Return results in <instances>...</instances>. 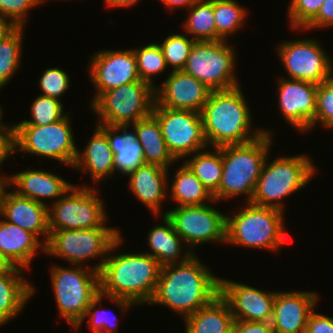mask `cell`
<instances>
[{"label":"cell","mask_w":333,"mask_h":333,"mask_svg":"<svg viewBox=\"0 0 333 333\" xmlns=\"http://www.w3.org/2000/svg\"><path fill=\"white\" fill-rule=\"evenodd\" d=\"M163 225H153L148 232L147 241L150 250L148 255L154 257L161 266L182 263L188 260L194 252L175 232L174 226L166 215H162ZM183 245V247H182ZM183 250V251H182ZM184 254V256H181Z\"/></svg>","instance_id":"obj_28"},{"label":"cell","mask_w":333,"mask_h":333,"mask_svg":"<svg viewBox=\"0 0 333 333\" xmlns=\"http://www.w3.org/2000/svg\"><path fill=\"white\" fill-rule=\"evenodd\" d=\"M225 40L195 41L183 71L192 75L210 90H227L240 86L234 47Z\"/></svg>","instance_id":"obj_11"},{"label":"cell","mask_w":333,"mask_h":333,"mask_svg":"<svg viewBox=\"0 0 333 333\" xmlns=\"http://www.w3.org/2000/svg\"><path fill=\"white\" fill-rule=\"evenodd\" d=\"M88 66L90 80L96 88L90 105L105 91L140 81L133 48L95 52Z\"/></svg>","instance_id":"obj_16"},{"label":"cell","mask_w":333,"mask_h":333,"mask_svg":"<svg viewBox=\"0 0 333 333\" xmlns=\"http://www.w3.org/2000/svg\"><path fill=\"white\" fill-rule=\"evenodd\" d=\"M277 55L288 79L304 80L315 84L333 77V62L328 53L314 38L283 41Z\"/></svg>","instance_id":"obj_15"},{"label":"cell","mask_w":333,"mask_h":333,"mask_svg":"<svg viewBox=\"0 0 333 333\" xmlns=\"http://www.w3.org/2000/svg\"><path fill=\"white\" fill-rule=\"evenodd\" d=\"M170 169L144 164L128 175V188L135 198L145 205L153 215L160 216L162 203L168 197V182Z\"/></svg>","instance_id":"obj_22"},{"label":"cell","mask_w":333,"mask_h":333,"mask_svg":"<svg viewBox=\"0 0 333 333\" xmlns=\"http://www.w3.org/2000/svg\"><path fill=\"white\" fill-rule=\"evenodd\" d=\"M324 0H290L287 14L289 26L303 30L318 14Z\"/></svg>","instance_id":"obj_41"},{"label":"cell","mask_w":333,"mask_h":333,"mask_svg":"<svg viewBox=\"0 0 333 333\" xmlns=\"http://www.w3.org/2000/svg\"><path fill=\"white\" fill-rule=\"evenodd\" d=\"M211 91L205 84L183 70L171 71L165 81L155 88L154 106L200 113Z\"/></svg>","instance_id":"obj_19"},{"label":"cell","mask_w":333,"mask_h":333,"mask_svg":"<svg viewBox=\"0 0 333 333\" xmlns=\"http://www.w3.org/2000/svg\"><path fill=\"white\" fill-rule=\"evenodd\" d=\"M79 186V187H78ZM91 185L75 184L56 202L48 205L49 233L56 230L110 227L103 200ZM98 192V195H96Z\"/></svg>","instance_id":"obj_10"},{"label":"cell","mask_w":333,"mask_h":333,"mask_svg":"<svg viewBox=\"0 0 333 333\" xmlns=\"http://www.w3.org/2000/svg\"><path fill=\"white\" fill-rule=\"evenodd\" d=\"M175 232L195 253L205 243H226V215L208 204L175 207L163 211Z\"/></svg>","instance_id":"obj_14"},{"label":"cell","mask_w":333,"mask_h":333,"mask_svg":"<svg viewBox=\"0 0 333 333\" xmlns=\"http://www.w3.org/2000/svg\"><path fill=\"white\" fill-rule=\"evenodd\" d=\"M139 0H105L104 4H106V7H112V8H118V7H132L137 4Z\"/></svg>","instance_id":"obj_50"},{"label":"cell","mask_w":333,"mask_h":333,"mask_svg":"<svg viewBox=\"0 0 333 333\" xmlns=\"http://www.w3.org/2000/svg\"><path fill=\"white\" fill-rule=\"evenodd\" d=\"M123 241L121 235L111 246L99 272V285L100 294L125 314L133 306L149 303L162 266L145 252L111 254Z\"/></svg>","instance_id":"obj_1"},{"label":"cell","mask_w":333,"mask_h":333,"mask_svg":"<svg viewBox=\"0 0 333 333\" xmlns=\"http://www.w3.org/2000/svg\"><path fill=\"white\" fill-rule=\"evenodd\" d=\"M106 134L114 153V173L128 176L131 172L145 164L143 148L137 140V134L129 132L130 125L109 126L97 124Z\"/></svg>","instance_id":"obj_26"},{"label":"cell","mask_w":333,"mask_h":333,"mask_svg":"<svg viewBox=\"0 0 333 333\" xmlns=\"http://www.w3.org/2000/svg\"><path fill=\"white\" fill-rule=\"evenodd\" d=\"M70 121L67 113L61 120L44 126L13 125L16 152H29L73 167L78 147Z\"/></svg>","instance_id":"obj_12"},{"label":"cell","mask_w":333,"mask_h":333,"mask_svg":"<svg viewBox=\"0 0 333 333\" xmlns=\"http://www.w3.org/2000/svg\"><path fill=\"white\" fill-rule=\"evenodd\" d=\"M3 115V109L2 106L0 105V135H15V130L12 125L2 123V116Z\"/></svg>","instance_id":"obj_51"},{"label":"cell","mask_w":333,"mask_h":333,"mask_svg":"<svg viewBox=\"0 0 333 333\" xmlns=\"http://www.w3.org/2000/svg\"><path fill=\"white\" fill-rule=\"evenodd\" d=\"M133 52L137 61L138 73L141 81H145L157 87L153 76L161 74L167 69L165 58L158 43H150L146 46L134 47Z\"/></svg>","instance_id":"obj_36"},{"label":"cell","mask_w":333,"mask_h":333,"mask_svg":"<svg viewBox=\"0 0 333 333\" xmlns=\"http://www.w3.org/2000/svg\"><path fill=\"white\" fill-rule=\"evenodd\" d=\"M24 270L16 266L0 269V327L18 316L36 292L23 277Z\"/></svg>","instance_id":"obj_25"},{"label":"cell","mask_w":333,"mask_h":333,"mask_svg":"<svg viewBox=\"0 0 333 333\" xmlns=\"http://www.w3.org/2000/svg\"><path fill=\"white\" fill-rule=\"evenodd\" d=\"M73 167L90 173L92 182L97 184L101 179H108L114 174V153L112 152L107 134L96 124L95 130L83 152L78 149Z\"/></svg>","instance_id":"obj_27"},{"label":"cell","mask_w":333,"mask_h":333,"mask_svg":"<svg viewBox=\"0 0 333 333\" xmlns=\"http://www.w3.org/2000/svg\"><path fill=\"white\" fill-rule=\"evenodd\" d=\"M165 4L166 9L175 10L185 8L186 11L199 0H159Z\"/></svg>","instance_id":"obj_49"},{"label":"cell","mask_w":333,"mask_h":333,"mask_svg":"<svg viewBox=\"0 0 333 333\" xmlns=\"http://www.w3.org/2000/svg\"><path fill=\"white\" fill-rule=\"evenodd\" d=\"M105 296L102 294H99L88 306V309L82 319V321L74 328L75 330H78L81 328L83 322L85 319H87L88 326L92 333H116L118 322L116 316L112 313V318L110 319L108 316L109 313H107V310L105 309H99L98 306H102L101 303H103L102 299H104ZM98 305V306H97Z\"/></svg>","instance_id":"obj_39"},{"label":"cell","mask_w":333,"mask_h":333,"mask_svg":"<svg viewBox=\"0 0 333 333\" xmlns=\"http://www.w3.org/2000/svg\"><path fill=\"white\" fill-rule=\"evenodd\" d=\"M324 128L333 129V77L318 84L316 93V113L312 129L317 123Z\"/></svg>","instance_id":"obj_40"},{"label":"cell","mask_w":333,"mask_h":333,"mask_svg":"<svg viewBox=\"0 0 333 333\" xmlns=\"http://www.w3.org/2000/svg\"><path fill=\"white\" fill-rule=\"evenodd\" d=\"M212 149L213 151L204 149L195 152L190 155V159L185 158L183 162L219 202V185L223 171L222 146Z\"/></svg>","instance_id":"obj_32"},{"label":"cell","mask_w":333,"mask_h":333,"mask_svg":"<svg viewBox=\"0 0 333 333\" xmlns=\"http://www.w3.org/2000/svg\"><path fill=\"white\" fill-rule=\"evenodd\" d=\"M122 233L116 227L56 230L45 246L46 255L60 257L69 264L83 265L90 259L103 258L91 268L100 272L109 250Z\"/></svg>","instance_id":"obj_8"},{"label":"cell","mask_w":333,"mask_h":333,"mask_svg":"<svg viewBox=\"0 0 333 333\" xmlns=\"http://www.w3.org/2000/svg\"><path fill=\"white\" fill-rule=\"evenodd\" d=\"M137 134V140L143 148L146 164L170 169L177 161L169 153L162 136L158 120L153 116L138 120L130 125Z\"/></svg>","instance_id":"obj_30"},{"label":"cell","mask_w":333,"mask_h":333,"mask_svg":"<svg viewBox=\"0 0 333 333\" xmlns=\"http://www.w3.org/2000/svg\"><path fill=\"white\" fill-rule=\"evenodd\" d=\"M220 295L229 304L234 320L271 322L276 291L266 292L220 277Z\"/></svg>","instance_id":"obj_18"},{"label":"cell","mask_w":333,"mask_h":333,"mask_svg":"<svg viewBox=\"0 0 333 333\" xmlns=\"http://www.w3.org/2000/svg\"><path fill=\"white\" fill-rule=\"evenodd\" d=\"M23 29L25 27H18L11 35L0 41V89L7 86L21 66Z\"/></svg>","instance_id":"obj_35"},{"label":"cell","mask_w":333,"mask_h":333,"mask_svg":"<svg viewBox=\"0 0 333 333\" xmlns=\"http://www.w3.org/2000/svg\"><path fill=\"white\" fill-rule=\"evenodd\" d=\"M247 12L237 0H214L216 41H228L232 33L239 31L245 25Z\"/></svg>","instance_id":"obj_34"},{"label":"cell","mask_w":333,"mask_h":333,"mask_svg":"<svg viewBox=\"0 0 333 333\" xmlns=\"http://www.w3.org/2000/svg\"><path fill=\"white\" fill-rule=\"evenodd\" d=\"M0 216L8 223L33 233L38 239L43 236L46 246L50 237L48 205L20 196L15 191L8 192L6 189Z\"/></svg>","instance_id":"obj_21"},{"label":"cell","mask_w":333,"mask_h":333,"mask_svg":"<svg viewBox=\"0 0 333 333\" xmlns=\"http://www.w3.org/2000/svg\"><path fill=\"white\" fill-rule=\"evenodd\" d=\"M306 333H333V317L313 310L307 321Z\"/></svg>","instance_id":"obj_45"},{"label":"cell","mask_w":333,"mask_h":333,"mask_svg":"<svg viewBox=\"0 0 333 333\" xmlns=\"http://www.w3.org/2000/svg\"><path fill=\"white\" fill-rule=\"evenodd\" d=\"M49 273L59 316L75 328L100 294L99 272L90 265L67 268L54 264Z\"/></svg>","instance_id":"obj_7"},{"label":"cell","mask_w":333,"mask_h":333,"mask_svg":"<svg viewBox=\"0 0 333 333\" xmlns=\"http://www.w3.org/2000/svg\"><path fill=\"white\" fill-rule=\"evenodd\" d=\"M231 333H273L271 322L234 320Z\"/></svg>","instance_id":"obj_46"},{"label":"cell","mask_w":333,"mask_h":333,"mask_svg":"<svg viewBox=\"0 0 333 333\" xmlns=\"http://www.w3.org/2000/svg\"><path fill=\"white\" fill-rule=\"evenodd\" d=\"M46 0H40V4H43ZM66 1V0H65Z\"/></svg>","instance_id":"obj_54"},{"label":"cell","mask_w":333,"mask_h":333,"mask_svg":"<svg viewBox=\"0 0 333 333\" xmlns=\"http://www.w3.org/2000/svg\"><path fill=\"white\" fill-rule=\"evenodd\" d=\"M172 183H168V193L170 194V201H174L177 207L203 205L217 202L214 196L202 184V182L194 175L189 167L183 162L175 175Z\"/></svg>","instance_id":"obj_31"},{"label":"cell","mask_w":333,"mask_h":333,"mask_svg":"<svg viewBox=\"0 0 333 333\" xmlns=\"http://www.w3.org/2000/svg\"><path fill=\"white\" fill-rule=\"evenodd\" d=\"M273 136L263 133L248 143L222 146L219 202L240 195L246 196L245 202L251 201L265 160L270 155Z\"/></svg>","instance_id":"obj_4"},{"label":"cell","mask_w":333,"mask_h":333,"mask_svg":"<svg viewBox=\"0 0 333 333\" xmlns=\"http://www.w3.org/2000/svg\"><path fill=\"white\" fill-rule=\"evenodd\" d=\"M18 26L8 17L0 15V41L11 35Z\"/></svg>","instance_id":"obj_48"},{"label":"cell","mask_w":333,"mask_h":333,"mask_svg":"<svg viewBox=\"0 0 333 333\" xmlns=\"http://www.w3.org/2000/svg\"><path fill=\"white\" fill-rule=\"evenodd\" d=\"M194 43L195 40L191 37L189 38L186 34L178 33H172L162 43H158L165 58L167 68L171 65L172 71L183 70Z\"/></svg>","instance_id":"obj_38"},{"label":"cell","mask_w":333,"mask_h":333,"mask_svg":"<svg viewBox=\"0 0 333 333\" xmlns=\"http://www.w3.org/2000/svg\"><path fill=\"white\" fill-rule=\"evenodd\" d=\"M14 153H16L15 135H0V167ZM0 177L9 179L10 176L2 175L0 172Z\"/></svg>","instance_id":"obj_47"},{"label":"cell","mask_w":333,"mask_h":333,"mask_svg":"<svg viewBox=\"0 0 333 333\" xmlns=\"http://www.w3.org/2000/svg\"><path fill=\"white\" fill-rule=\"evenodd\" d=\"M245 98L241 86L211 91L200 112L208 146L244 144L263 133L272 134L269 129L253 128L251 108Z\"/></svg>","instance_id":"obj_3"},{"label":"cell","mask_w":333,"mask_h":333,"mask_svg":"<svg viewBox=\"0 0 333 333\" xmlns=\"http://www.w3.org/2000/svg\"><path fill=\"white\" fill-rule=\"evenodd\" d=\"M278 107L296 131L309 132L316 113L318 85L309 81L278 78Z\"/></svg>","instance_id":"obj_17"},{"label":"cell","mask_w":333,"mask_h":333,"mask_svg":"<svg viewBox=\"0 0 333 333\" xmlns=\"http://www.w3.org/2000/svg\"><path fill=\"white\" fill-rule=\"evenodd\" d=\"M184 23L186 35L195 41H216L214 0H199L188 9Z\"/></svg>","instance_id":"obj_33"},{"label":"cell","mask_w":333,"mask_h":333,"mask_svg":"<svg viewBox=\"0 0 333 333\" xmlns=\"http://www.w3.org/2000/svg\"><path fill=\"white\" fill-rule=\"evenodd\" d=\"M155 102V87L140 80L103 92L89 106L98 117L97 124L116 126L151 116Z\"/></svg>","instance_id":"obj_9"},{"label":"cell","mask_w":333,"mask_h":333,"mask_svg":"<svg viewBox=\"0 0 333 333\" xmlns=\"http://www.w3.org/2000/svg\"><path fill=\"white\" fill-rule=\"evenodd\" d=\"M9 176V186H13V191L44 205L48 204L43 199H54L53 202H56L73 186L57 174L35 168Z\"/></svg>","instance_id":"obj_23"},{"label":"cell","mask_w":333,"mask_h":333,"mask_svg":"<svg viewBox=\"0 0 333 333\" xmlns=\"http://www.w3.org/2000/svg\"><path fill=\"white\" fill-rule=\"evenodd\" d=\"M183 320L185 333H231L234 323L230 306L220 294Z\"/></svg>","instance_id":"obj_29"},{"label":"cell","mask_w":333,"mask_h":333,"mask_svg":"<svg viewBox=\"0 0 333 333\" xmlns=\"http://www.w3.org/2000/svg\"><path fill=\"white\" fill-rule=\"evenodd\" d=\"M333 25V0H324L317 16L303 29L304 31L313 29H324ZM312 29V30H311Z\"/></svg>","instance_id":"obj_44"},{"label":"cell","mask_w":333,"mask_h":333,"mask_svg":"<svg viewBox=\"0 0 333 333\" xmlns=\"http://www.w3.org/2000/svg\"><path fill=\"white\" fill-rule=\"evenodd\" d=\"M220 294V277L213 274L194 253L182 263L161 267L148 304L168 307L182 318L194 314Z\"/></svg>","instance_id":"obj_2"},{"label":"cell","mask_w":333,"mask_h":333,"mask_svg":"<svg viewBox=\"0 0 333 333\" xmlns=\"http://www.w3.org/2000/svg\"><path fill=\"white\" fill-rule=\"evenodd\" d=\"M244 204L242 210L226 215L227 245L279 251L289 241L283 222L285 213L251 202Z\"/></svg>","instance_id":"obj_5"},{"label":"cell","mask_w":333,"mask_h":333,"mask_svg":"<svg viewBox=\"0 0 333 333\" xmlns=\"http://www.w3.org/2000/svg\"><path fill=\"white\" fill-rule=\"evenodd\" d=\"M8 266H11L1 255L0 253V269L6 268Z\"/></svg>","instance_id":"obj_53"},{"label":"cell","mask_w":333,"mask_h":333,"mask_svg":"<svg viewBox=\"0 0 333 333\" xmlns=\"http://www.w3.org/2000/svg\"><path fill=\"white\" fill-rule=\"evenodd\" d=\"M8 188H10L9 179H6L4 177H0V214H1L2 198H3L5 190L8 189Z\"/></svg>","instance_id":"obj_52"},{"label":"cell","mask_w":333,"mask_h":333,"mask_svg":"<svg viewBox=\"0 0 333 333\" xmlns=\"http://www.w3.org/2000/svg\"><path fill=\"white\" fill-rule=\"evenodd\" d=\"M39 5L40 0H0V15L8 17L18 27H25L29 11Z\"/></svg>","instance_id":"obj_43"},{"label":"cell","mask_w":333,"mask_h":333,"mask_svg":"<svg viewBox=\"0 0 333 333\" xmlns=\"http://www.w3.org/2000/svg\"><path fill=\"white\" fill-rule=\"evenodd\" d=\"M42 241L33 233L0 218V253L11 266L30 269L36 253L41 250L45 253Z\"/></svg>","instance_id":"obj_24"},{"label":"cell","mask_w":333,"mask_h":333,"mask_svg":"<svg viewBox=\"0 0 333 333\" xmlns=\"http://www.w3.org/2000/svg\"><path fill=\"white\" fill-rule=\"evenodd\" d=\"M61 102L58 99L40 94L37 98H34L30 106L32 119L22 120L13 125L44 126L59 121L67 114Z\"/></svg>","instance_id":"obj_37"},{"label":"cell","mask_w":333,"mask_h":333,"mask_svg":"<svg viewBox=\"0 0 333 333\" xmlns=\"http://www.w3.org/2000/svg\"><path fill=\"white\" fill-rule=\"evenodd\" d=\"M318 302L315 291H276L271 320L273 333H306L307 321Z\"/></svg>","instance_id":"obj_20"},{"label":"cell","mask_w":333,"mask_h":333,"mask_svg":"<svg viewBox=\"0 0 333 333\" xmlns=\"http://www.w3.org/2000/svg\"><path fill=\"white\" fill-rule=\"evenodd\" d=\"M70 77L68 73L60 68H47L39 78L41 95L61 101V96L70 88Z\"/></svg>","instance_id":"obj_42"},{"label":"cell","mask_w":333,"mask_h":333,"mask_svg":"<svg viewBox=\"0 0 333 333\" xmlns=\"http://www.w3.org/2000/svg\"><path fill=\"white\" fill-rule=\"evenodd\" d=\"M263 165L251 203L284 210L283 201L289 195L306 187L317 173L313 161L307 155L281 156Z\"/></svg>","instance_id":"obj_6"},{"label":"cell","mask_w":333,"mask_h":333,"mask_svg":"<svg viewBox=\"0 0 333 333\" xmlns=\"http://www.w3.org/2000/svg\"><path fill=\"white\" fill-rule=\"evenodd\" d=\"M152 115L158 120L167 149L177 162L208 149L200 113L154 106Z\"/></svg>","instance_id":"obj_13"}]
</instances>
